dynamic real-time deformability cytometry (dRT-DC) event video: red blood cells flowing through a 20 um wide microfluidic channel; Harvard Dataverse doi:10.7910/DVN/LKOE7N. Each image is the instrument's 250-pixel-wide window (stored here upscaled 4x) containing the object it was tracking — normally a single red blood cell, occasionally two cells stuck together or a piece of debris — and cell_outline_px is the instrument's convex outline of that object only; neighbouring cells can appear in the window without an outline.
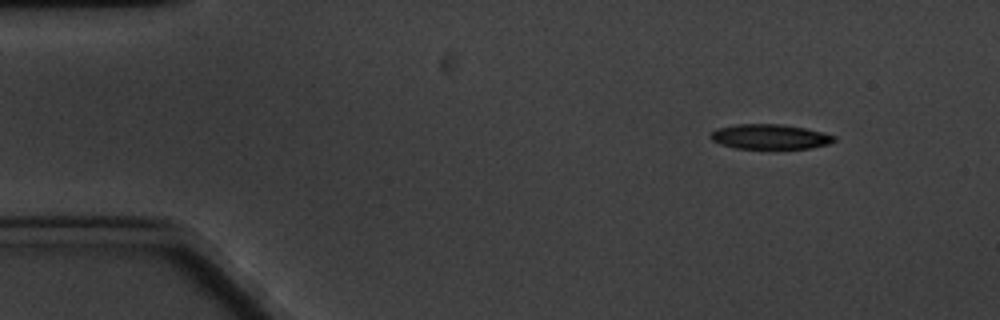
{"species": "common noctule bat (a hibernating species)", "species_latin": "Nyctalus noctula", "temperature_condition": "cold", "stored_images_in_passage": 4, "camera_frame_rate_fps": 3000, "um_per_image_px": 0.085, "animal": {"sex": "male", "body_mass_g": 20.1, "forearm_length_mm": 53.5}, "frame": {"image": 1, "passage_image": 1, "time_ms": 0.0, "image_size_px": [1000, 320], "cell_outline_px": [[836, 140], [828, 144], [812, 148], [736, 148], [720, 144], [712, 140], [708, 136], [716, 128], [736, 124], [784, 124], [804, 128], [836, 136]], "centroid_in_image_um": [65.41, 11.61], "position_along_channel_um": 19.6, "area_um2": 17.86}}
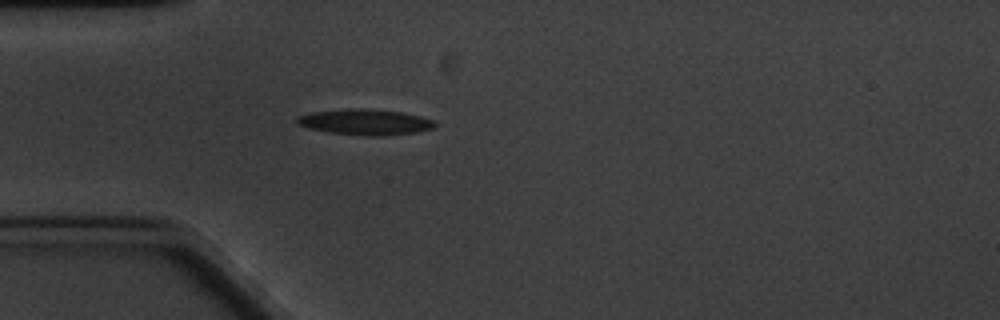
{"frame": {"image": 2, "passage_image": 4, "time_ms": 3.333, "image_size_px": [1000, 320], "cell_outline_px": [[436, 124], [432, 128], [416, 132], [380, 136], [372, 136], [332, 132], [308, 128], [300, 124], [296, 120], [296, 116], [312, 112], [348, 108], [360, 108], [400, 112], [420, 116], [436, 120]], "centroid_in_image_um": [31.05, 10.36], "position_along_channel_um": 53.9, "area_um2": 20.4}}